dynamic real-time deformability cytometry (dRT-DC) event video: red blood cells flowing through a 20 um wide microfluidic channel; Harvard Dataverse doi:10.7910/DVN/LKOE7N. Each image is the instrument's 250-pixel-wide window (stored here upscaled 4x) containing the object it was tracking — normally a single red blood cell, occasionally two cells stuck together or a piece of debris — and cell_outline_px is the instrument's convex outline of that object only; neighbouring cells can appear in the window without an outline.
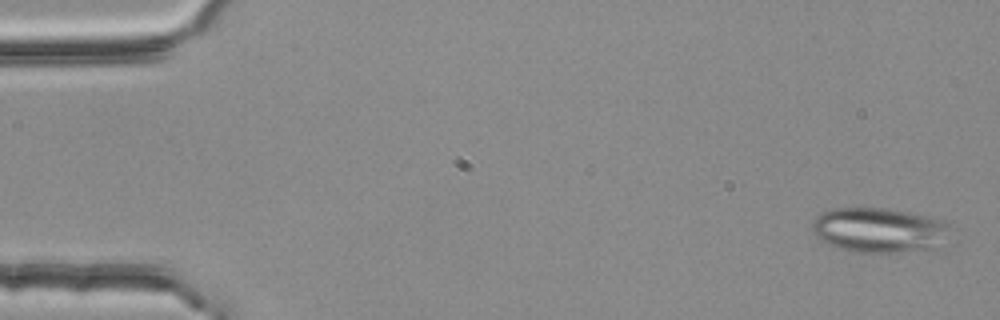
{"species": "common noctule bat (a hibernating species)", "species_latin": "Nyctalus noctula", "temperature_condition": "room temperature", "stored_images_in_passage": 3, "camera_frame_rate_fps": 3000, "um_per_image_px": 0.085, "animal": {"sex": "female", "body_mass_g": 25.1}, "frame": {"image": 1, "passage_image": 1, "time_ms": 0.0, "image_size_px": [1000, 320], "cell_outline_px": [[952, 224], [932, 248], [896, 252], [856, 252], [840, 248], [820, 240], [812, 232], [812, 224], [816, 216], [820, 212], [832, 208], [884, 208], [908, 212], [944, 220]], "centroid_in_image_um": [74.62, 19.53], "position_along_channel_um": 10.4, "area_um2": 35.43}}